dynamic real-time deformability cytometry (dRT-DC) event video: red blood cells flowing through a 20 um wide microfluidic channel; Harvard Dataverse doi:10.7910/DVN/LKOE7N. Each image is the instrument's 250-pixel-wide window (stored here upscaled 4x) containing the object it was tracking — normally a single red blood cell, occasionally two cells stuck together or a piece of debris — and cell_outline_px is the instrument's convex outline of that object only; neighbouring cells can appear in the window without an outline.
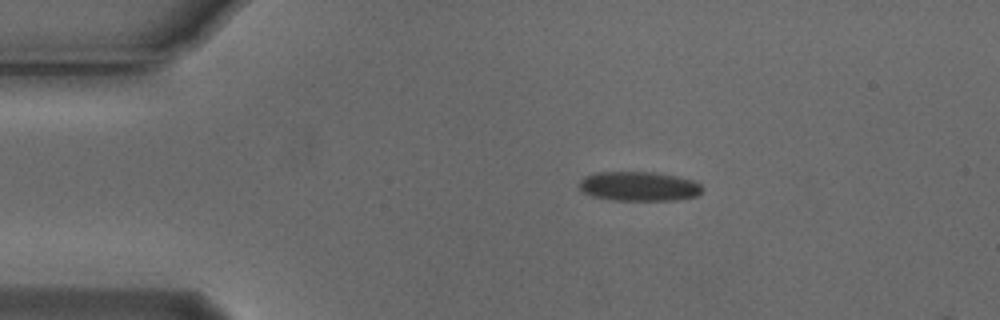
{"species": "Egyptian fruit bat (a non-hibernating species)", "species_latin": "Rousettus aegyptiacus", "temperature_condition": "cold", "stored_images_in_passage": 13, "camera_frame_rate_fps": 3000, "um_per_image_px": 0.085, "animal": {"sex": "male"}, "frame": {"image": 1, "passage_image": 9, "time_ms": 2.667, "image_size_px": [1000, 320], "cell_outline_px": [[704, 192], [696, 196], [676, 200], [612, 200], [592, 196], [584, 192], [580, 188], [580, 180], [584, 176], [596, 172], [656, 172], [676, 176], [692, 180], [700, 184], [704, 188]], "centroid_in_image_um": [54.33, 15.83], "position_along_channel_um": 30.7, "area_um2": 21.21}}